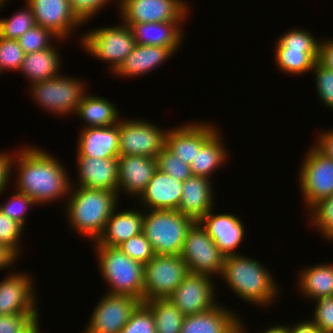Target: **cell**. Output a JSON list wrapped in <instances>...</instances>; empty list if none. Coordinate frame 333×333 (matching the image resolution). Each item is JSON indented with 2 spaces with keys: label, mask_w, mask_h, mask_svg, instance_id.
<instances>
[{
  "label": "cell",
  "mask_w": 333,
  "mask_h": 333,
  "mask_svg": "<svg viewBox=\"0 0 333 333\" xmlns=\"http://www.w3.org/2000/svg\"><path fill=\"white\" fill-rule=\"evenodd\" d=\"M15 153L11 169H17L18 173L15 181L17 187H13L16 191L26 194L38 205L67 199L66 196H69L75 184L70 182L69 172L60 160L34 145L21 147Z\"/></svg>",
  "instance_id": "obj_1"
},
{
  "label": "cell",
  "mask_w": 333,
  "mask_h": 333,
  "mask_svg": "<svg viewBox=\"0 0 333 333\" xmlns=\"http://www.w3.org/2000/svg\"><path fill=\"white\" fill-rule=\"evenodd\" d=\"M270 273L260 261L235 254L225 256L220 277L244 302L264 308L279 296L278 284Z\"/></svg>",
  "instance_id": "obj_2"
},
{
  "label": "cell",
  "mask_w": 333,
  "mask_h": 333,
  "mask_svg": "<svg viewBox=\"0 0 333 333\" xmlns=\"http://www.w3.org/2000/svg\"><path fill=\"white\" fill-rule=\"evenodd\" d=\"M65 211L72 229L96 241L118 205V194L103 189L72 185Z\"/></svg>",
  "instance_id": "obj_3"
},
{
  "label": "cell",
  "mask_w": 333,
  "mask_h": 333,
  "mask_svg": "<svg viewBox=\"0 0 333 333\" xmlns=\"http://www.w3.org/2000/svg\"><path fill=\"white\" fill-rule=\"evenodd\" d=\"M94 246L101 276L110 287L106 293L132 296L143 302L144 264L130 258L119 247Z\"/></svg>",
  "instance_id": "obj_4"
},
{
  "label": "cell",
  "mask_w": 333,
  "mask_h": 333,
  "mask_svg": "<svg viewBox=\"0 0 333 333\" xmlns=\"http://www.w3.org/2000/svg\"><path fill=\"white\" fill-rule=\"evenodd\" d=\"M142 232L157 255H181L187 233L195 222L178 210H146Z\"/></svg>",
  "instance_id": "obj_5"
},
{
  "label": "cell",
  "mask_w": 333,
  "mask_h": 333,
  "mask_svg": "<svg viewBox=\"0 0 333 333\" xmlns=\"http://www.w3.org/2000/svg\"><path fill=\"white\" fill-rule=\"evenodd\" d=\"M306 29H291L275 44L276 65L290 75H302L314 68L318 60L320 41Z\"/></svg>",
  "instance_id": "obj_6"
},
{
  "label": "cell",
  "mask_w": 333,
  "mask_h": 333,
  "mask_svg": "<svg viewBox=\"0 0 333 333\" xmlns=\"http://www.w3.org/2000/svg\"><path fill=\"white\" fill-rule=\"evenodd\" d=\"M30 95L42 109L54 115L76 114V111L86 93L83 81L69 78L66 75H57L53 78L36 82L30 85ZM71 113V114H70Z\"/></svg>",
  "instance_id": "obj_7"
},
{
  "label": "cell",
  "mask_w": 333,
  "mask_h": 333,
  "mask_svg": "<svg viewBox=\"0 0 333 333\" xmlns=\"http://www.w3.org/2000/svg\"><path fill=\"white\" fill-rule=\"evenodd\" d=\"M80 41L85 51L111 64V72L120 66L136 45L131 28L124 23L113 27L95 28L92 31L89 29L80 37Z\"/></svg>",
  "instance_id": "obj_8"
},
{
  "label": "cell",
  "mask_w": 333,
  "mask_h": 333,
  "mask_svg": "<svg viewBox=\"0 0 333 333\" xmlns=\"http://www.w3.org/2000/svg\"><path fill=\"white\" fill-rule=\"evenodd\" d=\"M310 148L305 154L298 175L300 193L308 210L333 195V160L315 145Z\"/></svg>",
  "instance_id": "obj_9"
},
{
  "label": "cell",
  "mask_w": 333,
  "mask_h": 333,
  "mask_svg": "<svg viewBox=\"0 0 333 333\" xmlns=\"http://www.w3.org/2000/svg\"><path fill=\"white\" fill-rule=\"evenodd\" d=\"M181 255H155L144 264L143 302L166 299L188 274Z\"/></svg>",
  "instance_id": "obj_10"
},
{
  "label": "cell",
  "mask_w": 333,
  "mask_h": 333,
  "mask_svg": "<svg viewBox=\"0 0 333 333\" xmlns=\"http://www.w3.org/2000/svg\"><path fill=\"white\" fill-rule=\"evenodd\" d=\"M181 257L190 273L210 277H219L222 274L225 255L218 249L199 221H195L190 227Z\"/></svg>",
  "instance_id": "obj_11"
},
{
  "label": "cell",
  "mask_w": 333,
  "mask_h": 333,
  "mask_svg": "<svg viewBox=\"0 0 333 333\" xmlns=\"http://www.w3.org/2000/svg\"><path fill=\"white\" fill-rule=\"evenodd\" d=\"M167 131L143 119L119 120V156L156 158L166 145Z\"/></svg>",
  "instance_id": "obj_12"
},
{
  "label": "cell",
  "mask_w": 333,
  "mask_h": 333,
  "mask_svg": "<svg viewBox=\"0 0 333 333\" xmlns=\"http://www.w3.org/2000/svg\"><path fill=\"white\" fill-rule=\"evenodd\" d=\"M121 22L129 27L134 23L185 21L189 5L184 0H115ZM187 15V16H186Z\"/></svg>",
  "instance_id": "obj_13"
},
{
  "label": "cell",
  "mask_w": 333,
  "mask_h": 333,
  "mask_svg": "<svg viewBox=\"0 0 333 333\" xmlns=\"http://www.w3.org/2000/svg\"><path fill=\"white\" fill-rule=\"evenodd\" d=\"M141 303L132 296L106 293L95 305L83 333H120Z\"/></svg>",
  "instance_id": "obj_14"
},
{
  "label": "cell",
  "mask_w": 333,
  "mask_h": 333,
  "mask_svg": "<svg viewBox=\"0 0 333 333\" xmlns=\"http://www.w3.org/2000/svg\"><path fill=\"white\" fill-rule=\"evenodd\" d=\"M213 280L208 275L189 272L168 299L185 316L207 311L219 303Z\"/></svg>",
  "instance_id": "obj_15"
},
{
  "label": "cell",
  "mask_w": 333,
  "mask_h": 333,
  "mask_svg": "<svg viewBox=\"0 0 333 333\" xmlns=\"http://www.w3.org/2000/svg\"><path fill=\"white\" fill-rule=\"evenodd\" d=\"M10 273L0 281V315L38 314L32 276Z\"/></svg>",
  "instance_id": "obj_16"
},
{
  "label": "cell",
  "mask_w": 333,
  "mask_h": 333,
  "mask_svg": "<svg viewBox=\"0 0 333 333\" xmlns=\"http://www.w3.org/2000/svg\"><path fill=\"white\" fill-rule=\"evenodd\" d=\"M25 3L31 7L36 25L50 30L63 41L83 24L68 0H25Z\"/></svg>",
  "instance_id": "obj_17"
},
{
  "label": "cell",
  "mask_w": 333,
  "mask_h": 333,
  "mask_svg": "<svg viewBox=\"0 0 333 333\" xmlns=\"http://www.w3.org/2000/svg\"><path fill=\"white\" fill-rule=\"evenodd\" d=\"M195 122L170 128L166 147L183 162L191 165L201 146L218 130L210 122Z\"/></svg>",
  "instance_id": "obj_18"
},
{
  "label": "cell",
  "mask_w": 333,
  "mask_h": 333,
  "mask_svg": "<svg viewBox=\"0 0 333 333\" xmlns=\"http://www.w3.org/2000/svg\"><path fill=\"white\" fill-rule=\"evenodd\" d=\"M212 210L214 208L199 222L225 256L241 254L236 252L241 242L244 241L246 232L241 219L229 213L213 214Z\"/></svg>",
  "instance_id": "obj_19"
},
{
  "label": "cell",
  "mask_w": 333,
  "mask_h": 333,
  "mask_svg": "<svg viewBox=\"0 0 333 333\" xmlns=\"http://www.w3.org/2000/svg\"><path fill=\"white\" fill-rule=\"evenodd\" d=\"M157 170L154 157L127 155L118 157V190L140 196ZM122 190V191H121Z\"/></svg>",
  "instance_id": "obj_20"
},
{
  "label": "cell",
  "mask_w": 333,
  "mask_h": 333,
  "mask_svg": "<svg viewBox=\"0 0 333 333\" xmlns=\"http://www.w3.org/2000/svg\"><path fill=\"white\" fill-rule=\"evenodd\" d=\"M78 187L118 190V158L77 156Z\"/></svg>",
  "instance_id": "obj_21"
},
{
  "label": "cell",
  "mask_w": 333,
  "mask_h": 333,
  "mask_svg": "<svg viewBox=\"0 0 333 333\" xmlns=\"http://www.w3.org/2000/svg\"><path fill=\"white\" fill-rule=\"evenodd\" d=\"M182 190V181L157 169L139 196V201L144 210H178Z\"/></svg>",
  "instance_id": "obj_22"
},
{
  "label": "cell",
  "mask_w": 333,
  "mask_h": 333,
  "mask_svg": "<svg viewBox=\"0 0 333 333\" xmlns=\"http://www.w3.org/2000/svg\"><path fill=\"white\" fill-rule=\"evenodd\" d=\"M79 133L77 156L119 157V122L112 126L83 128Z\"/></svg>",
  "instance_id": "obj_23"
},
{
  "label": "cell",
  "mask_w": 333,
  "mask_h": 333,
  "mask_svg": "<svg viewBox=\"0 0 333 333\" xmlns=\"http://www.w3.org/2000/svg\"><path fill=\"white\" fill-rule=\"evenodd\" d=\"M222 304L183 319L180 333H235L240 317Z\"/></svg>",
  "instance_id": "obj_24"
},
{
  "label": "cell",
  "mask_w": 333,
  "mask_h": 333,
  "mask_svg": "<svg viewBox=\"0 0 333 333\" xmlns=\"http://www.w3.org/2000/svg\"><path fill=\"white\" fill-rule=\"evenodd\" d=\"M175 53L166 47L140 45L134 46L133 51L126 57L120 66L113 72L118 77L135 78L149 73L158 66L163 65Z\"/></svg>",
  "instance_id": "obj_25"
},
{
  "label": "cell",
  "mask_w": 333,
  "mask_h": 333,
  "mask_svg": "<svg viewBox=\"0 0 333 333\" xmlns=\"http://www.w3.org/2000/svg\"><path fill=\"white\" fill-rule=\"evenodd\" d=\"M181 22L134 23L130 28L137 44L166 47L176 53L184 37Z\"/></svg>",
  "instance_id": "obj_26"
},
{
  "label": "cell",
  "mask_w": 333,
  "mask_h": 333,
  "mask_svg": "<svg viewBox=\"0 0 333 333\" xmlns=\"http://www.w3.org/2000/svg\"><path fill=\"white\" fill-rule=\"evenodd\" d=\"M117 208L118 206L112 212L102 234L93 245L119 247L129 238L142 233L143 211L130 209L118 212Z\"/></svg>",
  "instance_id": "obj_27"
},
{
  "label": "cell",
  "mask_w": 333,
  "mask_h": 333,
  "mask_svg": "<svg viewBox=\"0 0 333 333\" xmlns=\"http://www.w3.org/2000/svg\"><path fill=\"white\" fill-rule=\"evenodd\" d=\"M212 180L192 176L183 182V190L178 211L199 221L213 209Z\"/></svg>",
  "instance_id": "obj_28"
},
{
  "label": "cell",
  "mask_w": 333,
  "mask_h": 333,
  "mask_svg": "<svg viewBox=\"0 0 333 333\" xmlns=\"http://www.w3.org/2000/svg\"><path fill=\"white\" fill-rule=\"evenodd\" d=\"M53 45L45 50L26 54L20 72L26 76L30 84L47 80L59 75L61 56Z\"/></svg>",
  "instance_id": "obj_29"
},
{
  "label": "cell",
  "mask_w": 333,
  "mask_h": 333,
  "mask_svg": "<svg viewBox=\"0 0 333 333\" xmlns=\"http://www.w3.org/2000/svg\"><path fill=\"white\" fill-rule=\"evenodd\" d=\"M76 114L87 124L83 128L112 126L120 119L119 110L115 104L104 97H96L87 92L83 96Z\"/></svg>",
  "instance_id": "obj_30"
},
{
  "label": "cell",
  "mask_w": 333,
  "mask_h": 333,
  "mask_svg": "<svg viewBox=\"0 0 333 333\" xmlns=\"http://www.w3.org/2000/svg\"><path fill=\"white\" fill-rule=\"evenodd\" d=\"M299 274L298 288L309 299L317 300L333 296V264H317L304 267Z\"/></svg>",
  "instance_id": "obj_31"
},
{
  "label": "cell",
  "mask_w": 333,
  "mask_h": 333,
  "mask_svg": "<svg viewBox=\"0 0 333 333\" xmlns=\"http://www.w3.org/2000/svg\"><path fill=\"white\" fill-rule=\"evenodd\" d=\"M219 129L201 146L191 163L193 176L211 179L212 173L223 166L228 158Z\"/></svg>",
  "instance_id": "obj_32"
},
{
  "label": "cell",
  "mask_w": 333,
  "mask_h": 333,
  "mask_svg": "<svg viewBox=\"0 0 333 333\" xmlns=\"http://www.w3.org/2000/svg\"><path fill=\"white\" fill-rule=\"evenodd\" d=\"M143 303L154 315L156 333H180L185 315L168 298Z\"/></svg>",
  "instance_id": "obj_33"
},
{
  "label": "cell",
  "mask_w": 333,
  "mask_h": 333,
  "mask_svg": "<svg viewBox=\"0 0 333 333\" xmlns=\"http://www.w3.org/2000/svg\"><path fill=\"white\" fill-rule=\"evenodd\" d=\"M22 10L9 18H0V37L18 40L27 30L36 25L31 7L26 3L25 9Z\"/></svg>",
  "instance_id": "obj_34"
},
{
  "label": "cell",
  "mask_w": 333,
  "mask_h": 333,
  "mask_svg": "<svg viewBox=\"0 0 333 333\" xmlns=\"http://www.w3.org/2000/svg\"><path fill=\"white\" fill-rule=\"evenodd\" d=\"M309 212L310 225H315L326 240L333 242V195L321 200Z\"/></svg>",
  "instance_id": "obj_35"
},
{
  "label": "cell",
  "mask_w": 333,
  "mask_h": 333,
  "mask_svg": "<svg viewBox=\"0 0 333 333\" xmlns=\"http://www.w3.org/2000/svg\"><path fill=\"white\" fill-rule=\"evenodd\" d=\"M156 162L158 170L179 181L184 182L193 176L190 165L176 157L166 146L156 156Z\"/></svg>",
  "instance_id": "obj_36"
},
{
  "label": "cell",
  "mask_w": 333,
  "mask_h": 333,
  "mask_svg": "<svg viewBox=\"0 0 333 333\" xmlns=\"http://www.w3.org/2000/svg\"><path fill=\"white\" fill-rule=\"evenodd\" d=\"M52 39H57L58 41L62 40L57 38V36L50 30L43 28L42 26L35 25L33 28L27 30L22 36H20L18 41L25 54H29L50 48L54 45L52 44Z\"/></svg>",
  "instance_id": "obj_37"
},
{
  "label": "cell",
  "mask_w": 333,
  "mask_h": 333,
  "mask_svg": "<svg viewBox=\"0 0 333 333\" xmlns=\"http://www.w3.org/2000/svg\"><path fill=\"white\" fill-rule=\"evenodd\" d=\"M18 40L0 37V71L15 70L19 72L25 57Z\"/></svg>",
  "instance_id": "obj_38"
},
{
  "label": "cell",
  "mask_w": 333,
  "mask_h": 333,
  "mask_svg": "<svg viewBox=\"0 0 333 333\" xmlns=\"http://www.w3.org/2000/svg\"><path fill=\"white\" fill-rule=\"evenodd\" d=\"M120 333H156L155 319L151 310L142 302Z\"/></svg>",
  "instance_id": "obj_39"
},
{
  "label": "cell",
  "mask_w": 333,
  "mask_h": 333,
  "mask_svg": "<svg viewBox=\"0 0 333 333\" xmlns=\"http://www.w3.org/2000/svg\"><path fill=\"white\" fill-rule=\"evenodd\" d=\"M37 205L33 199L28 197L26 194L20 193L18 191L9 198V201L0 204V210L12 220L19 223L22 227L26 226L27 209Z\"/></svg>",
  "instance_id": "obj_40"
},
{
  "label": "cell",
  "mask_w": 333,
  "mask_h": 333,
  "mask_svg": "<svg viewBox=\"0 0 333 333\" xmlns=\"http://www.w3.org/2000/svg\"><path fill=\"white\" fill-rule=\"evenodd\" d=\"M119 248L130 258L143 264L148 263L156 255L143 232L129 238Z\"/></svg>",
  "instance_id": "obj_41"
},
{
  "label": "cell",
  "mask_w": 333,
  "mask_h": 333,
  "mask_svg": "<svg viewBox=\"0 0 333 333\" xmlns=\"http://www.w3.org/2000/svg\"><path fill=\"white\" fill-rule=\"evenodd\" d=\"M315 74L316 91L320 101L333 111V71L315 63L312 72Z\"/></svg>",
  "instance_id": "obj_42"
},
{
  "label": "cell",
  "mask_w": 333,
  "mask_h": 333,
  "mask_svg": "<svg viewBox=\"0 0 333 333\" xmlns=\"http://www.w3.org/2000/svg\"><path fill=\"white\" fill-rule=\"evenodd\" d=\"M24 227L19 223L8 218L0 210V243L5 244L10 247L18 256L21 255L20 252V237L23 233ZM20 253V255H19Z\"/></svg>",
  "instance_id": "obj_43"
},
{
  "label": "cell",
  "mask_w": 333,
  "mask_h": 333,
  "mask_svg": "<svg viewBox=\"0 0 333 333\" xmlns=\"http://www.w3.org/2000/svg\"><path fill=\"white\" fill-rule=\"evenodd\" d=\"M39 314L0 315V333H27L40 318Z\"/></svg>",
  "instance_id": "obj_44"
},
{
  "label": "cell",
  "mask_w": 333,
  "mask_h": 333,
  "mask_svg": "<svg viewBox=\"0 0 333 333\" xmlns=\"http://www.w3.org/2000/svg\"><path fill=\"white\" fill-rule=\"evenodd\" d=\"M316 306L311 319L323 333H333V296L315 300Z\"/></svg>",
  "instance_id": "obj_45"
},
{
  "label": "cell",
  "mask_w": 333,
  "mask_h": 333,
  "mask_svg": "<svg viewBox=\"0 0 333 333\" xmlns=\"http://www.w3.org/2000/svg\"><path fill=\"white\" fill-rule=\"evenodd\" d=\"M75 16L83 23H88L104 5L111 0H68Z\"/></svg>",
  "instance_id": "obj_46"
},
{
  "label": "cell",
  "mask_w": 333,
  "mask_h": 333,
  "mask_svg": "<svg viewBox=\"0 0 333 333\" xmlns=\"http://www.w3.org/2000/svg\"><path fill=\"white\" fill-rule=\"evenodd\" d=\"M13 154L1 152L0 153V195L5 192L4 190L10 183V176H12L13 170L11 169Z\"/></svg>",
  "instance_id": "obj_47"
},
{
  "label": "cell",
  "mask_w": 333,
  "mask_h": 333,
  "mask_svg": "<svg viewBox=\"0 0 333 333\" xmlns=\"http://www.w3.org/2000/svg\"><path fill=\"white\" fill-rule=\"evenodd\" d=\"M317 62L333 71V39L320 42Z\"/></svg>",
  "instance_id": "obj_48"
},
{
  "label": "cell",
  "mask_w": 333,
  "mask_h": 333,
  "mask_svg": "<svg viewBox=\"0 0 333 333\" xmlns=\"http://www.w3.org/2000/svg\"><path fill=\"white\" fill-rule=\"evenodd\" d=\"M315 146L333 160V129L321 132L315 140Z\"/></svg>",
  "instance_id": "obj_49"
},
{
  "label": "cell",
  "mask_w": 333,
  "mask_h": 333,
  "mask_svg": "<svg viewBox=\"0 0 333 333\" xmlns=\"http://www.w3.org/2000/svg\"><path fill=\"white\" fill-rule=\"evenodd\" d=\"M18 259V255L7 245L0 243V270L8 268Z\"/></svg>",
  "instance_id": "obj_50"
},
{
  "label": "cell",
  "mask_w": 333,
  "mask_h": 333,
  "mask_svg": "<svg viewBox=\"0 0 333 333\" xmlns=\"http://www.w3.org/2000/svg\"><path fill=\"white\" fill-rule=\"evenodd\" d=\"M293 325H288L289 333H323L312 320L300 321Z\"/></svg>",
  "instance_id": "obj_51"
},
{
  "label": "cell",
  "mask_w": 333,
  "mask_h": 333,
  "mask_svg": "<svg viewBox=\"0 0 333 333\" xmlns=\"http://www.w3.org/2000/svg\"><path fill=\"white\" fill-rule=\"evenodd\" d=\"M241 321L242 320L240 319L239 328L244 333H246V330H247V329H245L246 326H244L243 322H241ZM260 333H289V327L287 324H285V325H280V324L276 325L275 324L274 326H270V327H268V329L266 328L265 331L260 332Z\"/></svg>",
  "instance_id": "obj_52"
},
{
  "label": "cell",
  "mask_w": 333,
  "mask_h": 333,
  "mask_svg": "<svg viewBox=\"0 0 333 333\" xmlns=\"http://www.w3.org/2000/svg\"><path fill=\"white\" fill-rule=\"evenodd\" d=\"M39 321L27 333H41Z\"/></svg>",
  "instance_id": "obj_53"
},
{
  "label": "cell",
  "mask_w": 333,
  "mask_h": 333,
  "mask_svg": "<svg viewBox=\"0 0 333 333\" xmlns=\"http://www.w3.org/2000/svg\"><path fill=\"white\" fill-rule=\"evenodd\" d=\"M6 1H8V0H0V8L1 9H2V6L5 5Z\"/></svg>",
  "instance_id": "obj_54"
},
{
  "label": "cell",
  "mask_w": 333,
  "mask_h": 333,
  "mask_svg": "<svg viewBox=\"0 0 333 333\" xmlns=\"http://www.w3.org/2000/svg\"><path fill=\"white\" fill-rule=\"evenodd\" d=\"M235 333H244V332L240 328H238Z\"/></svg>",
  "instance_id": "obj_55"
}]
</instances>
